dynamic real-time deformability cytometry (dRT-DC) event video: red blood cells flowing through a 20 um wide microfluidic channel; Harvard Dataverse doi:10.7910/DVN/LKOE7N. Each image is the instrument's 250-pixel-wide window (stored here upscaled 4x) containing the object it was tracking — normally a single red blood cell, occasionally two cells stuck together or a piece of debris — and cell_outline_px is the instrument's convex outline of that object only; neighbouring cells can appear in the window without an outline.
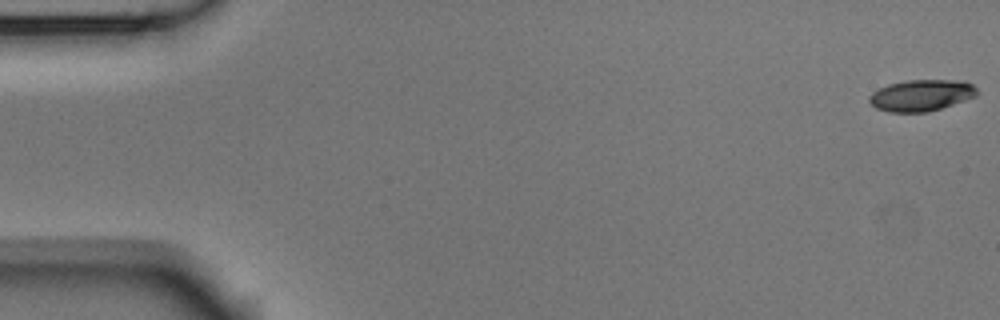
{"species": "Egyptian fruit bat (a non-hibernating species)", "species_latin": "Rousettus aegyptiacus", "temperature_condition": "room temperature", "stored_images_in_passage": 5, "camera_frame_rate_fps": 3000, "um_per_image_px": 0.085, "animal": {"sex": "male"}, "frame": {"image": 1, "passage_image": 1, "time_ms": 0.0, "image_size_px": [1000, 320], "cell_outline_px": [[976, 96], [928, 112], [888, 112], [876, 108], [868, 100], [868, 96], [872, 92], [888, 84], [908, 80], [964, 80], [972, 84], [976, 88]], "centroid_in_image_um": [78.28, 8.1], "position_along_channel_um": 6.7, "area_um2": 19.65}}
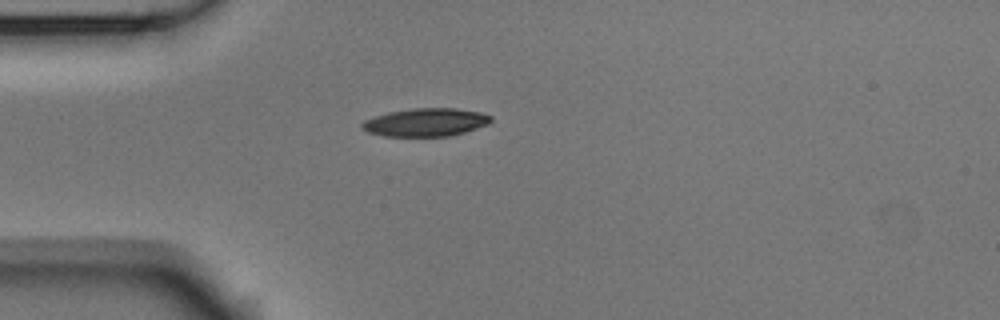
{"frame": {"image": 2, "passage_image": 5, "time_ms": 1.333, "image_size_px": [1000, 320], "cell_outline_px": [[492, 120], [488, 124], [464, 132], [448, 136], [384, 136], [368, 132], [360, 128], [360, 124], [364, 120], [388, 112], [412, 108], [456, 108], [480, 112], [492, 116]], "centroid_in_image_um": [36.17, 10.39], "position_along_channel_um": 48.8, "area_um2": 21.1}}